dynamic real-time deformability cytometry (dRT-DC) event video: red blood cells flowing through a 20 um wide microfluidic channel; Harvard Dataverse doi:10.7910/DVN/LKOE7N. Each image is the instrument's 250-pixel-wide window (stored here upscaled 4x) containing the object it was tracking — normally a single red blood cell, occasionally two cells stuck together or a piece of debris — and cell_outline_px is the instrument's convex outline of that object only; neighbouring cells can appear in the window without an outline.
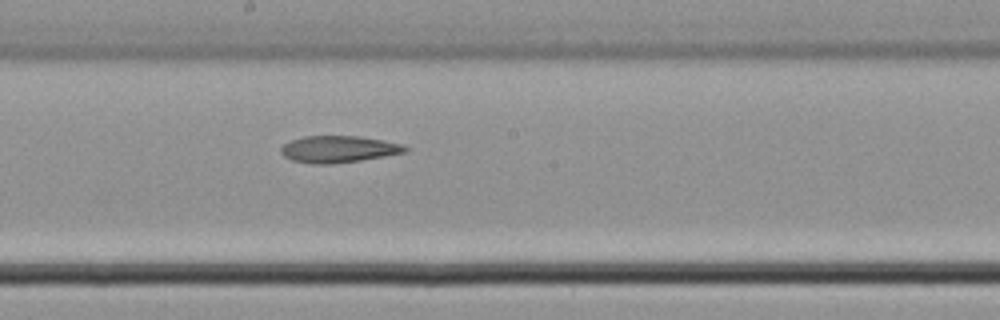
{"species": "common noctule bat (a hibernating species)", "species_latin": "Nyctalus noctula", "temperature_condition": "cold", "stored_images_in_passage": 9, "camera_frame_rate_fps": 3000, "um_per_image_px": 0.085, "animal": {"sex": "male", "body_mass_g": 21.5, "forearm_length_mm": 52.0}, "frame": {"image": 1, "passage_image": 9, "time_ms": 2.667, "image_size_px": [1000, 320], "cell_outline_px": [[408, 152], [360, 160], [332, 164], [312, 164], [292, 160], [284, 156], [280, 152], [280, 148], [284, 144], [292, 140], [304, 136], [360, 136], [384, 140], [404, 144], [408, 148]], "centroid_in_image_um": [28.8, 12.68], "position_along_channel_um": 219.4, "area_um2": 19.48}}